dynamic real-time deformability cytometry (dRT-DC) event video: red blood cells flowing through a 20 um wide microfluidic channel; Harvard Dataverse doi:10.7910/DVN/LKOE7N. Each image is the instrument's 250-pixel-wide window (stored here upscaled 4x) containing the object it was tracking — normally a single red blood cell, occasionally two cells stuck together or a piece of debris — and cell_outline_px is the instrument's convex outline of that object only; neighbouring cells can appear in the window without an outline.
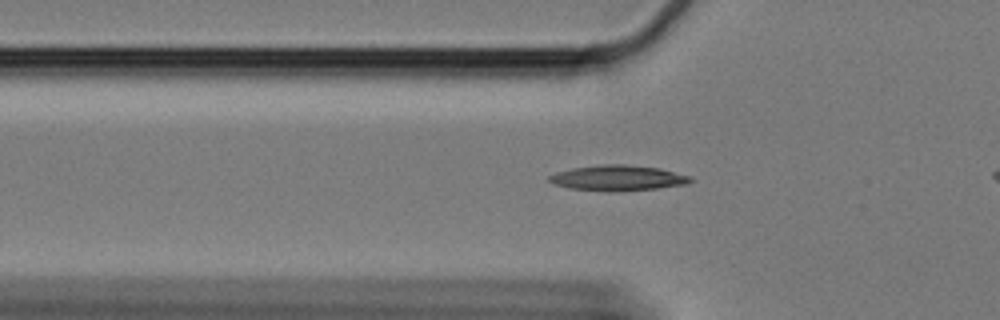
{"species": "Egyptian fruit bat (a non-hibernating species)", "species_latin": "Rousettus aegyptiacus", "temperature_condition": "cold", "stored_images_in_passage": 45, "camera_frame_rate_fps": 3000, "um_per_image_px": 0.085, "animal": {"sex": "female"}, "frame": {"image": 1, "passage_image": 12, "time_ms": 3.667, "image_size_px": [1000, 320], "cell_outline_px": [[692, 180], [688, 184], [656, 188], [616, 192], [608, 192], [568, 188], [556, 184], [548, 180], [548, 176], [556, 172], [572, 168], [600, 164], [624, 164], [660, 168], [692, 176]], "centroid_in_image_um": [52.52, 15.13], "position_along_channel_um": 73.3, "area_um2": 21.15}}
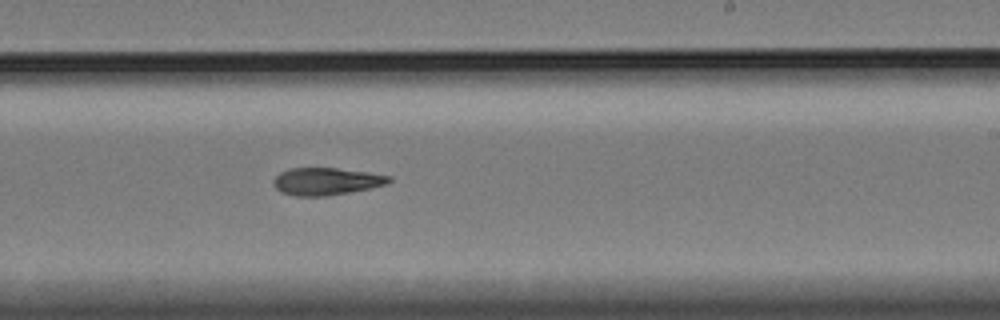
{"frame": {"image": 2, "passage_image": 29, "time_ms": 9.333, "image_size_px": [1000, 320], "cell_outline_px": [[392, 180], [388, 184], [372, 188], [328, 196], [296, 196], [280, 192], [272, 184], [272, 180], [280, 172], [288, 168], [336, 168], [368, 172], [392, 176]], "centroid_in_image_um": [27.74, 15.42], "position_along_channel_um": 261.3, "area_um2": 18.67}}
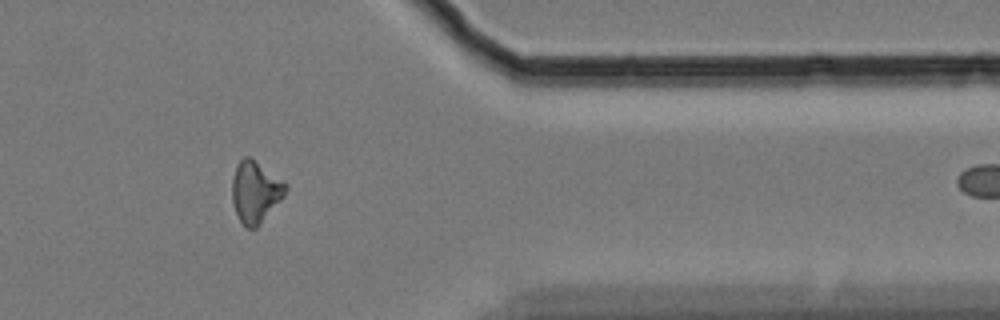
{"frame": {"image": 3, "passage_image": 42, "time_ms": 13.667, "image_size_px": [1000, 320], "cell_outline_px": [[288, 188], [284, 196], [260, 224], [256, 228], [248, 228], [240, 220], [236, 212], [232, 200], [232, 180], [236, 164], [244, 156], [248, 156], [284, 180], [288, 184]], "centroid_in_image_um": [21.72, 16.28], "position_along_channel_um": 389.7, "area_um2": 19.13}}